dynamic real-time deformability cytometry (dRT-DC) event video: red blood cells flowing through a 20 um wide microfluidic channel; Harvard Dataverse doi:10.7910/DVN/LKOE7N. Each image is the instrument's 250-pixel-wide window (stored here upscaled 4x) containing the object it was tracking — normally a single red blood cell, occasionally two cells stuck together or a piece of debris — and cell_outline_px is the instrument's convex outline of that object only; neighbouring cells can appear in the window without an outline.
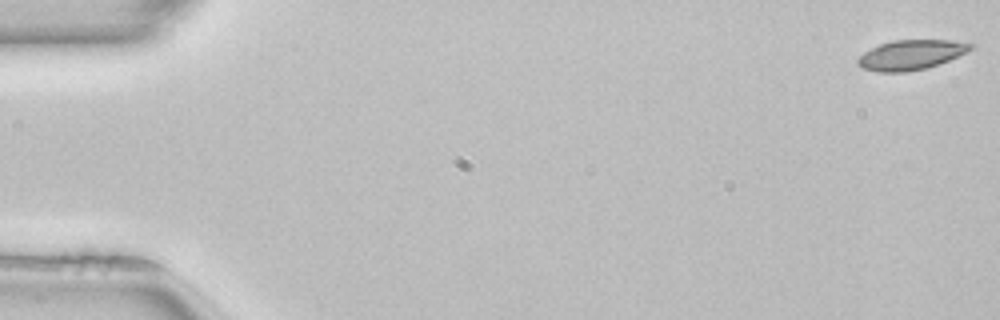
{"species": "common noctule bat (a hibernating species)", "species_latin": "Nyctalus noctula", "temperature_condition": "room temperature", "stored_images_in_passage": 51, "camera_frame_rate_fps": 3000, "um_per_image_px": 0.085, "animal": {"sex": "female", "body_mass_g": 22.7, "forearm_length_mm": 54.2}, "frame": {"image": 1, "passage_image": 1, "time_ms": 0.0, "image_size_px": [1000, 320], "cell_outline_px": [[976, 44], [968, 52], [948, 60], [924, 68], [904, 72], [876, 72], [864, 68], [856, 64], [856, 60], [864, 52], [880, 44], [892, 40], [948, 40]], "centroid_in_image_um": [77.42, 4.65], "position_along_channel_um": 7.6, "area_um2": 19.42}}
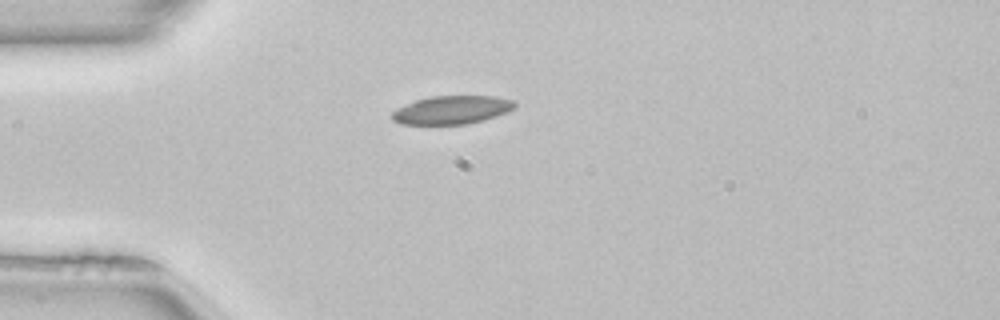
{"frame": {"image": 2, "passage_image": 14, "time_ms": 4.333, "image_size_px": [1000, 320], "cell_outline_px": [[516, 108], [480, 120], [464, 124], [400, 124], [392, 120], [392, 112], [396, 108], [416, 100], [432, 96], [496, 96], [512, 100], [516, 104]], "centroid_in_image_um": [38.36, 9.33], "position_along_channel_um": 46.6, "area_um2": 19.94}}
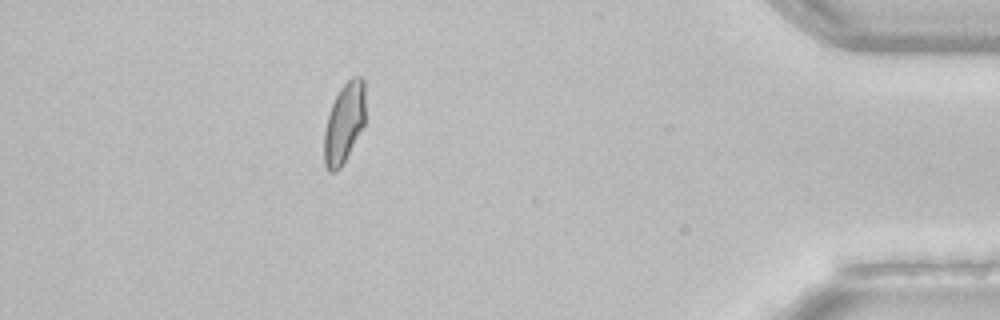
{"frame": {"image": 3, "passage_image": 46, "time_ms": 15.0, "image_size_px": [1000, 320], "cell_outline_px": [[364, 124], [340, 168], [336, 172], [328, 172], [324, 164], [324, 132], [328, 116], [332, 104], [340, 88], [352, 76], [360, 76], [364, 80]], "centroid_in_image_um": [29.24, 10.45], "position_along_channel_um": 406.0, "area_um2": 18.96}, "authors_computed_cell_mechanics": {"area_um2": 19.7098, "velocity_mm_per_s": 4.0093, "shape_relaxation_time_tau1_ms": 5.1199, "shape_relaxation_time_tau2_ms": 1.002, "deformation_change_tau1": 0.1246, "deformation_change_tau2": 0.0439}}